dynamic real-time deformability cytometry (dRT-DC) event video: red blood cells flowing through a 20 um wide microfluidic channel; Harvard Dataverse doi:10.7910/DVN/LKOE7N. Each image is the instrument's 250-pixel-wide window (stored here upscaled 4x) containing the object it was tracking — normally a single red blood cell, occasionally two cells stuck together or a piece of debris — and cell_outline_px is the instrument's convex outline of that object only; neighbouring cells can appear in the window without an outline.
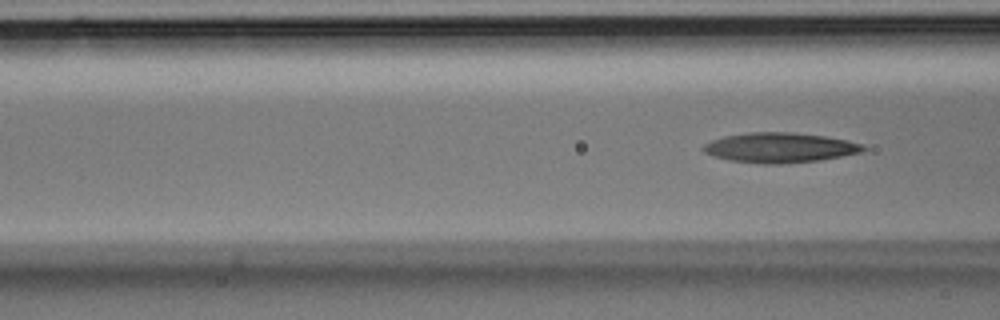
{"species": "Egyptian fruit bat (a non-hibernating species)", "species_latin": "Rousettus aegyptiacus", "temperature_condition": "room temperature", "stored_images_in_passage": 5, "segment_of_instrument_passage": [2, 2], "camera_frame_rate_fps": 3000, "um_per_image_px": 0.085, "animal": {"sex": "male"}, "frame": {"image": 1, "passage_image": 5, "time_ms": 1.333, "image_size_px": [1000, 320], "cell_outline_px": [[868, 148], [864, 152], [820, 160], [780, 164], [764, 164], [728, 160], [704, 152], [700, 148], [704, 144], [712, 140], [724, 136], [748, 132], [792, 132], [824, 136], [848, 140], [864, 144]], "centroid_in_image_um": [66.32, 12.55], "position_along_channel_um": 100.3, "area_um2": 28.09}}